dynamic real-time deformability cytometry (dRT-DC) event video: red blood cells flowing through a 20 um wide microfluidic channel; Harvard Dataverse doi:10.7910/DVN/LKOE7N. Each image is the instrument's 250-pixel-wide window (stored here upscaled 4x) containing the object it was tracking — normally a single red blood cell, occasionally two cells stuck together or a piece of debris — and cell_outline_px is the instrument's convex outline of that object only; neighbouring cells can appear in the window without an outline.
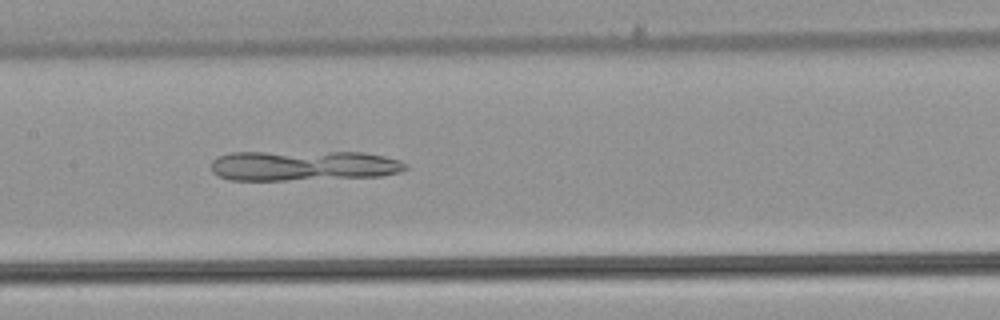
{"species": "common noctule bat (a hibernating species)", "species_latin": "Nyctalus noctula", "temperature_condition": "warm", "stored_images_in_passage": 39, "camera_frame_rate_fps": 3000, "um_per_image_px": 0.085, "animal": {"sex": "male", "body_mass_g": 21.5, "forearm_length_mm": 52.0}, "frame": {"image": 1, "passage_image": 13, "time_ms": 4.0, "image_size_px": [1000, 320], "cell_outline_px": [[408, 168], [400, 172], [380, 176], [284, 180], [228, 180], [216, 176], [212, 172], [212, 160], [216, 156], [232, 152], [364, 152], [384, 156], [400, 160], [408, 164]], "centroid_in_image_um": [25.76, 14.07], "position_along_channel_um": 181.6, "area_um2": 34.51}}
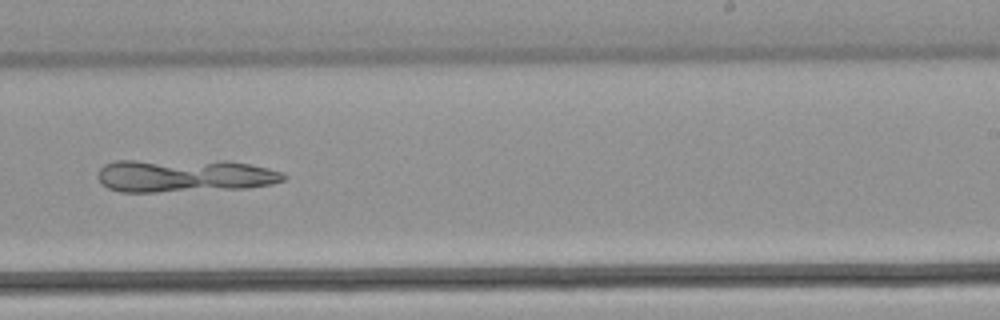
{"frame": {"image": 2, "passage_image": 20, "time_ms": 6.333, "image_size_px": [1000, 320], "cell_outline_px": [[288, 176], [284, 180], [272, 184], [248, 188], [156, 192], [120, 192], [108, 188], [96, 176], [100, 168], [104, 164], [112, 160], [228, 160], [268, 168], [284, 172]], "centroid_in_image_um": [15.67, 14.92], "position_along_channel_um": 273.3, "area_um2": 36.36}}
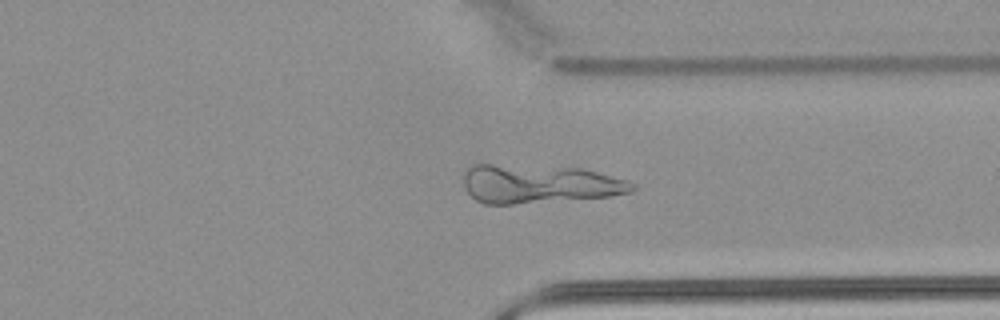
{"frame": {"image": 3, "passage_image": 27, "time_ms": 8.667, "image_size_px": [1000, 320], "cell_outline_px": [[636, 188], [628, 192], [612, 196], [512, 204], [484, 204], [476, 200], [468, 192], [464, 184], [464, 168], [472, 164], [492, 164], [580, 168], [596, 172], [624, 180], [636, 184]], "centroid_in_image_um": [45.76, 15.63], "position_along_channel_um": 365.6, "area_um2": 37.74}}